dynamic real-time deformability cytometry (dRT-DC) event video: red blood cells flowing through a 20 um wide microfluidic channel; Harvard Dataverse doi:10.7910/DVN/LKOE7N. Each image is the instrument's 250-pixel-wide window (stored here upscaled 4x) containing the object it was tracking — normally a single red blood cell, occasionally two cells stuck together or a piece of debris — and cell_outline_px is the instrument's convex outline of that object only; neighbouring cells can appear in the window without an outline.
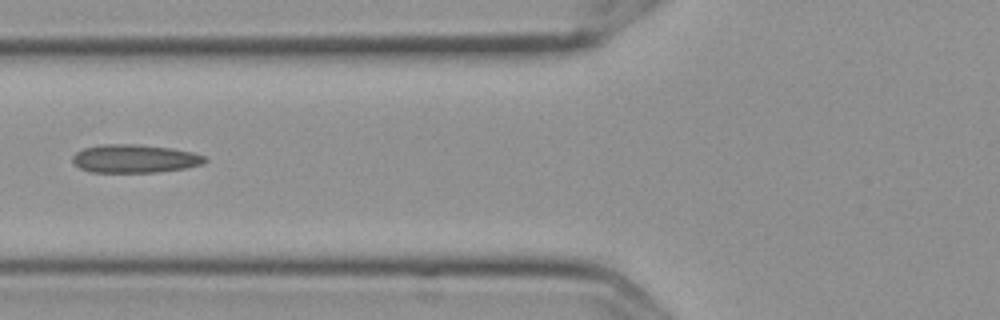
{"species": "Egyptian fruit bat (a non-hibernating species)", "species_latin": "Rousettus aegyptiacus", "temperature_condition": "cold", "stored_images_in_passage": 9, "camera_frame_rate_fps": 3000, "um_per_image_px": 0.085, "frame": {"image": 1, "passage_image": 4, "time_ms": 1.0, "image_size_px": [1000, 320], "cell_outline_px": [[208, 160], [200, 164], [184, 168], [156, 172], [88, 172], [80, 168], [72, 160], [72, 156], [76, 152], [84, 148], [100, 144], [136, 144], [172, 148], [192, 152], [204, 156]], "centroid_in_image_um": [11.41, 13.48], "position_along_channel_um": 114.4, "area_um2": 21.73}}
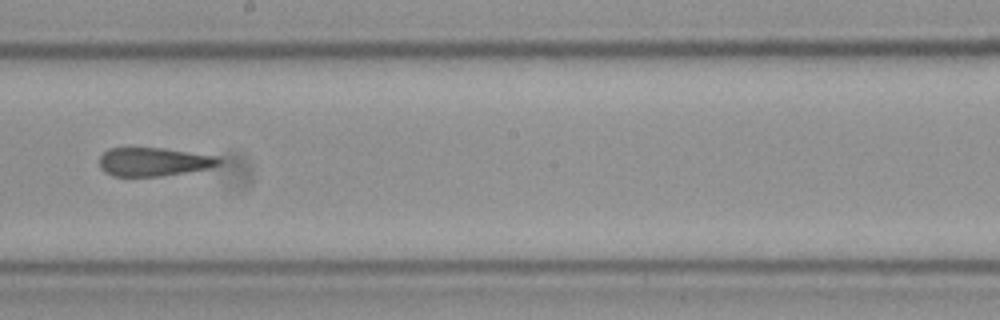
{"frame": {"image": 2, "passage_image": 7, "time_ms": 2.0, "image_size_px": [1000, 320], "cell_outline_px": [[220, 164], [208, 168], [160, 176], [112, 176], [104, 172], [100, 168], [100, 156], [108, 148], [164, 148], [216, 156], [220, 160]], "centroid_in_image_um": [13.01, 13.75], "position_along_channel_um": 235.2, "area_um2": 19.71}}
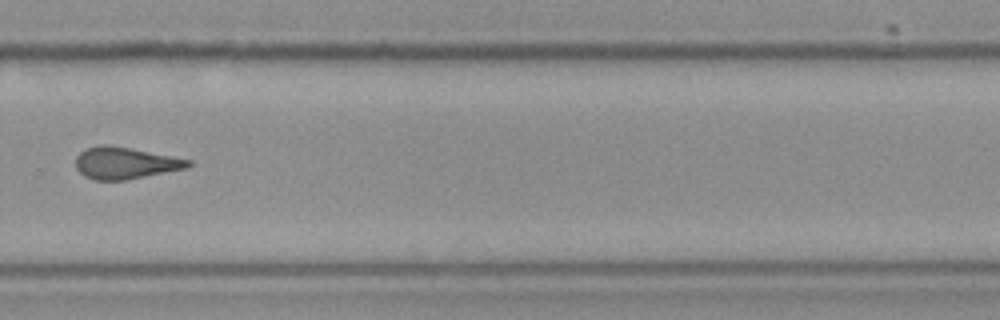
{"frame": {"image": 3, "passage_image": 9, "time_ms": 2.667, "image_size_px": [1000, 320], "cell_outline_px": [[192, 164], [188, 168], [124, 180], [92, 180], [84, 176], [76, 168], [76, 156], [84, 148], [100, 144], [108, 144], [172, 156], [192, 160]], "centroid_in_image_um": [10.61, 13.85], "position_along_channel_um": 319.2, "area_um2": 20.92}}